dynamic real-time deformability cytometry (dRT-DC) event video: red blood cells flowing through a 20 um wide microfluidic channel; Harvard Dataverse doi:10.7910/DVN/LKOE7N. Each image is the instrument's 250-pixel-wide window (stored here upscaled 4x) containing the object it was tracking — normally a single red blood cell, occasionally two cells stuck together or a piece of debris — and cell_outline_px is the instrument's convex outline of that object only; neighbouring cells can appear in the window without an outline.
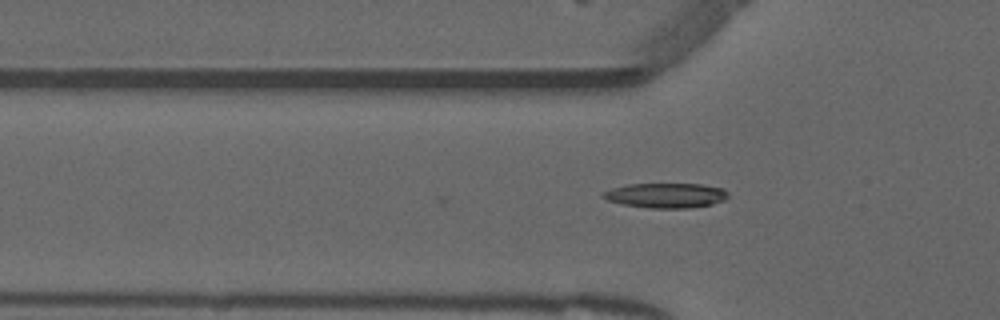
{"species": "common noctule bat (a hibernating species)", "species_latin": "Nyctalus noctula", "temperature_condition": "warm", "stored_images_in_passage": 2, "camera_frame_rate_fps": 3000, "um_per_image_px": 0.085, "animal": {"sex": "male", "forearm_length_mm": 52.5}, "frame": {"image": 1, "passage_image": 2, "time_ms": 0.333, "image_size_px": [1000, 320], "cell_outline_px": [[728, 196], [724, 200], [712, 204], [688, 208], [648, 208], [624, 204], [608, 200], [600, 196], [600, 192], [612, 188], [628, 184], [700, 184], [724, 188], [728, 192]], "centroid_in_image_um": [56.59, 16.6], "position_along_channel_um": 69.2, "area_um2": 18.15}}